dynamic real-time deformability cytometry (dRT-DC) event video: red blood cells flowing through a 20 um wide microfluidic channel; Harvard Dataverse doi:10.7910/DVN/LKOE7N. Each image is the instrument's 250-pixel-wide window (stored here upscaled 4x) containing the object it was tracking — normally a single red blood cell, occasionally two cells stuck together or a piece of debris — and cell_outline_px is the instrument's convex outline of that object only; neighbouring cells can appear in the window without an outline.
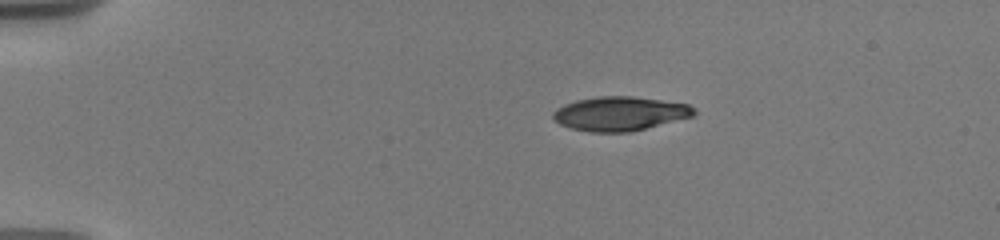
{"species": "human", "species_latin": "Homo sapiens", "temperature_condition": "warm", "stored_images_in_passage": 16, "camera_frame_rate_fps": 3000, "um_per_image_px": 0.085, "donor": {"sex": "male"}, "frame": {"image": 1, "passage_image": 1, "time_ms": 0.0, "image_size_px": [1000, 240], "cell_outline_px": [[696, 116], [632, 132], [588, 132], [572, 128], [560, 124], [552, 116], [552, 112], [556, 108], [564, 104], [576, 100], [596, 96], [632, 96], [688, 104], [696, 112]], "centroid_in_image_um": [52.7, 9.66], "position_along_channel_um": 32.3, "area_um2": 28.21}}
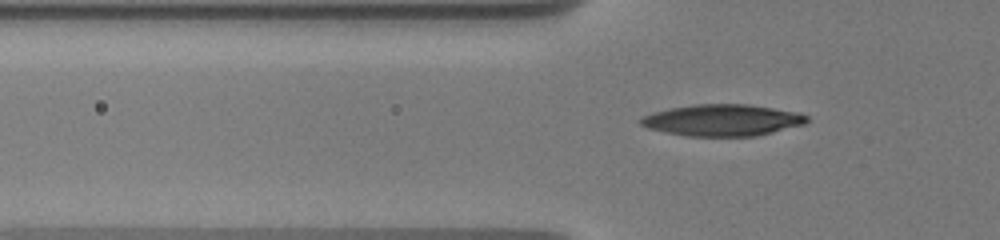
{"frame": {"image": 2, "passage_image": 11, "time_ms": 2.667, "image_size_px": [1000, 240], "cell_outline_px": [[808, 120], [804, 124], [756, 136], [688, 136], [664, 132], [648, 128], [640, 124], [636, 120], [640, 116], [652, 112], [668, 108], [696, 104], [748, 104], [800, 112], [808, 116]], "centroid_in_image_um": [61.36, 10.2], "position_along_channel_um": 64.4, "area_um2": 30.81}}
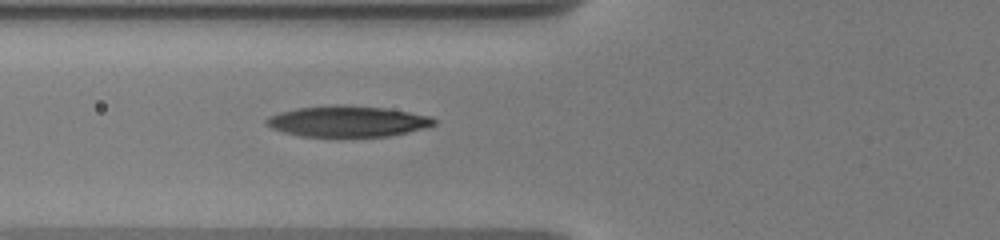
{"frame": {"image": 3, "passage_image": 15, "time_ms": 3.667, "image_size_px": [1000, 240], "cell_outline_px": [[436, 124], [408, 132], [388, 136], [300, 136], [284, 132], [272, 128], [264, 124], [264, 120], [268, 116], [280, 112], [296, 108], [336, 104], [384, 108], [432, 116], [436, 120]], "centroid_in_image_um": [29.5, 10.3], "position_along_channel_um": 96.3, "area_um2": 30.11}}